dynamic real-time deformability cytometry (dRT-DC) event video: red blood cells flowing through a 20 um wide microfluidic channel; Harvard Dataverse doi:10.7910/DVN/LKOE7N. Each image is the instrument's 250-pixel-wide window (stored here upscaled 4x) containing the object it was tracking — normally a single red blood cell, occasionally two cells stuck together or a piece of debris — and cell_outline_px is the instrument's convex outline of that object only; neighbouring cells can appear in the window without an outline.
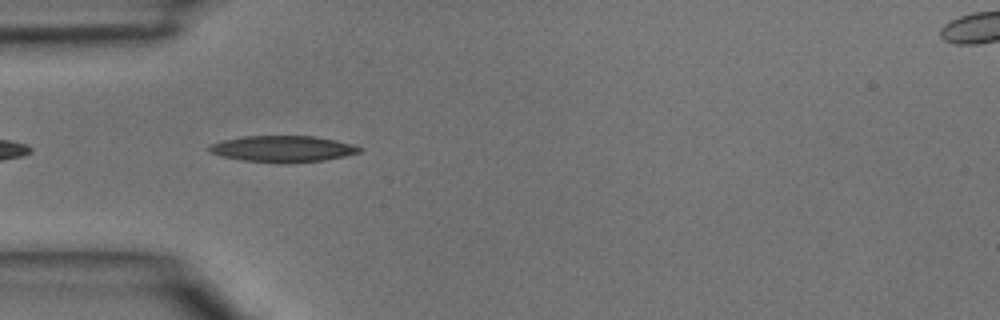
{"species": "common noctule bat (a hibernating species)", "species_latin": "Nyctalus noctula", "temperature_condition": "room temperature", "stored_images_in_passage": 2, "camera_frame_rate_fps": 3000, "um_per_image_px": 0.085, "animal": {"sex": "male", "body_mass_g": 15.6}, "frame": {"image": 1, "passage_image": 2, "time_ms": 0.333, "image_size_px": [1000, 320], "cell_outline_px": [[364, 148], [360, 152], [344, 156], [324, 160], [284, 164], [240, 160], [220, 156], [212, 152], [208, 148], [212, 144], [220, 140], [244, 136], [316, 136], [336, 140], [352, 144]], "centroid_in_image_um": [24.04, 12.66], "position_along_channel_um": 61.0, "area_um2": 23.24}}